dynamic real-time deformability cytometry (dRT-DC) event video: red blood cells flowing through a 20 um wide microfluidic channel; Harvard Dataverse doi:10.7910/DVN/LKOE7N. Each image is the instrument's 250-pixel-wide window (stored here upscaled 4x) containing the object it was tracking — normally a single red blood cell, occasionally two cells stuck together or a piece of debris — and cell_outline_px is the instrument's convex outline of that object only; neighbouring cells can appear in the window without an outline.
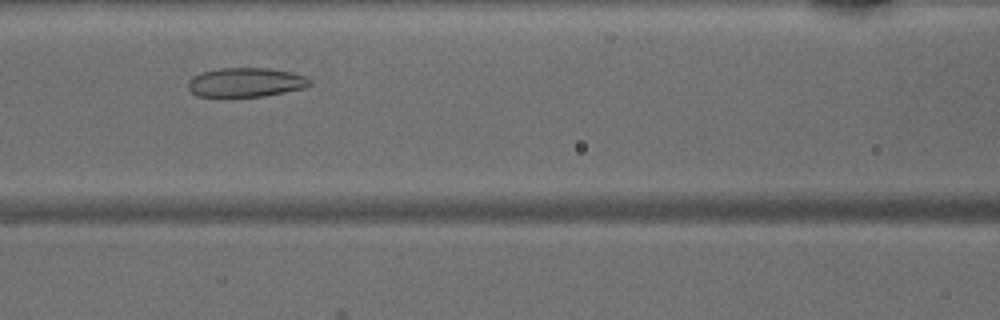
{"species": "common noctule bat (a hibernating species)", "species_latin": "Nyctalus noctula", "temperature_condition": "warm", "stored_images_in_passage": 37, "camera_frame_rate_fps": 3000, "um_per_image_px": 0.085, "animal": {"sex": "male", "body_mass_g": 15.6}, "frame": {"image": 1, "passage_image": 11, "time_ms": 3.333, "image_size_px": [1000, 320], "cell_outline_px": [[312, 84], [304, 88], [264, 96], [196, 96], [188, 88], [188, 80], [192, 76], [204, 72], [220, 68], [268, 68], [292, 72], [304, 76], [312, 80]], "centroid_in_image_um": [20.91, 6.99], "position_along_channel_um": 145.7, "area_um2": 20.63}}
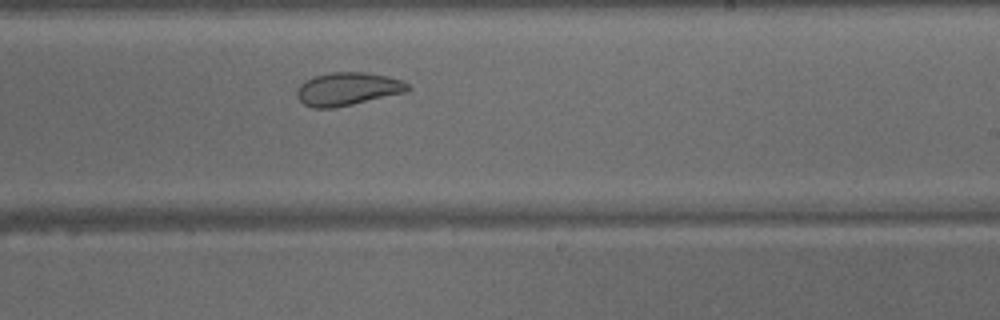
{"frame": {"image": 2, "passage_image": 19, "time_ms": 6.0, "image_size_px": [1000, 320], "cell_outline_px": [[412, 88], [408, 92], [336, 108], [312, 108], [304, 104], [296, 96], [296, 92], [300, 84], [304, 80], [312, 76], [328, 72], [364, 72], [388, 76], [400, 80], [408, 84]], "centroid_in_image_um": [29.54, 7.56], "position_along_channel_um": 259.5, "area_um2": 21.73}}
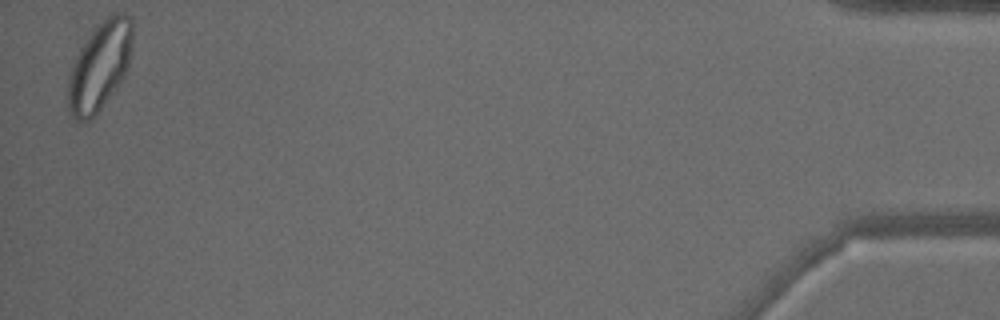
{"frame": {"image": 3, "passage_image": 37, "time_ms": 12.0, "image_size_px": [1000, 320], "cell_outline_px": [[132, 40], [128, 68], [124, 76], [116, 88], [96, 116], [84, 124], [80, 124], [72, 116], [68, 108], [68, 76], [72, 64], [80, 48], [92, 32], [112, 12], [120, 12], [128, 16], [132, 20]], "centroid_in_image_um": [8.46, 5.68], "position_along_channel_um": 426.7, "area_um2": 33.35}}